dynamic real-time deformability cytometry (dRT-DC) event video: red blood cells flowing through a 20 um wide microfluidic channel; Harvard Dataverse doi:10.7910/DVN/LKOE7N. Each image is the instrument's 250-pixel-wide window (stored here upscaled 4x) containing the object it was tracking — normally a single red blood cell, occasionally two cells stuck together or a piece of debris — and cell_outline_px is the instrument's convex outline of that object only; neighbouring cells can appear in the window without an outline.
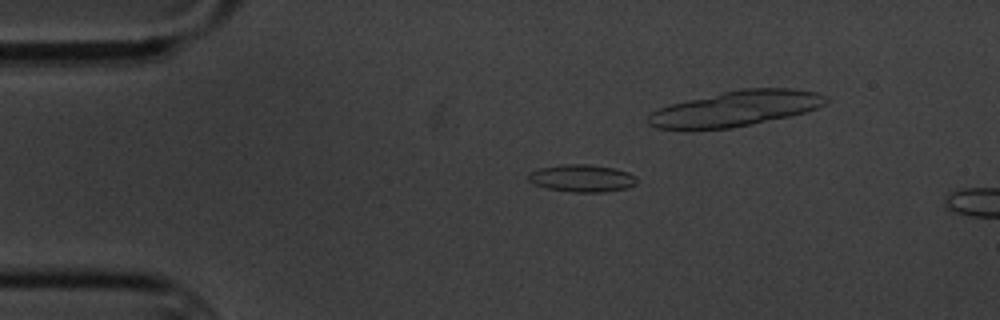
{"species": "common noctule bat (a hibernating species)", "species_latin": "Nyctalus noctula", "temperature_condition": "cold", "stored_images_in_passage": 4, "camera_frame_rate_fps": 3000, "um_per_image_px": 0.085, "animal": {"sex": "male", "body_mass_g": 20.1, "forearm_length_mm": 53.5}, "frame": {"image": 1, "passage_image": 3, "time_ms": 2.333, "image_size_px": [1000, 320], "cell_outline_px": [[636, 184], [628, 188], [604, 192], [572, 192], [548, 188], [536, 184], [528, 180], [528, 172], [540, 168], [564, 164], [588, 164], [616, 168], [628, 172], [636, 176]], "centroid_in_image_um": [49.5, 15.14], "position_along_channel_um": 35.5, "area_um2": 17.34}}